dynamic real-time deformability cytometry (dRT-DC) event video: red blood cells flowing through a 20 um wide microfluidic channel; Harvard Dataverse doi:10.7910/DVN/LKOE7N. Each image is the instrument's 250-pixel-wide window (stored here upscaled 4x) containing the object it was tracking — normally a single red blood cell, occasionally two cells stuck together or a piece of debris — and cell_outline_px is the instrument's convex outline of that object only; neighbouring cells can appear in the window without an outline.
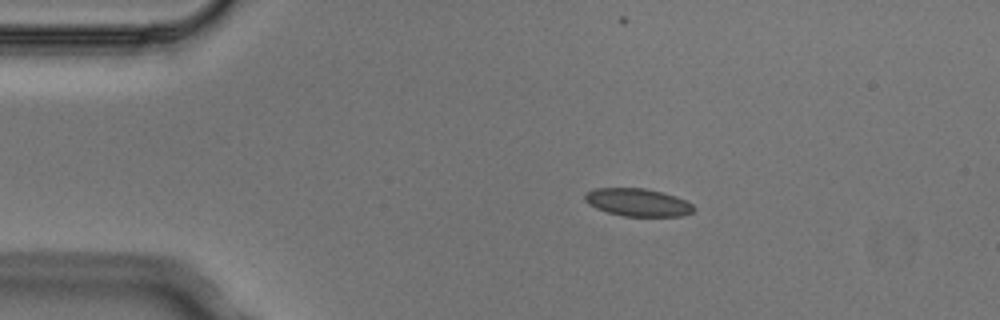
{"species": "Egyptian fruit bat (a non-hibernating species)", "species_latin": "Rousettus aegyptiacus", "temperature_condition": "cold", "stored_images_in_passage": 4, "segment_of_instrument_passage": [1, 2], "camera_frame_rate_fps": 3000, "um_per_image_px": 0.085, "animal": {"sex": "male"}, "frame": {"image": 1, "passage_image": 2, "time_ms": 0.333, "image_size_px": [1000, 320], "cell_outline_px": [[696, 208], [692, 212], [684, 216], [624, 216], [608, 212], [596, 208], [588, 204], [584, 200], [584, 196], [588, 192], [596, 188], [644, 188], [676, 196], [692, 204]], "centroid_in_image_um": [54.22, 17.21], "position_along_channel_um": 30.8, "area_um2": 17.51}}